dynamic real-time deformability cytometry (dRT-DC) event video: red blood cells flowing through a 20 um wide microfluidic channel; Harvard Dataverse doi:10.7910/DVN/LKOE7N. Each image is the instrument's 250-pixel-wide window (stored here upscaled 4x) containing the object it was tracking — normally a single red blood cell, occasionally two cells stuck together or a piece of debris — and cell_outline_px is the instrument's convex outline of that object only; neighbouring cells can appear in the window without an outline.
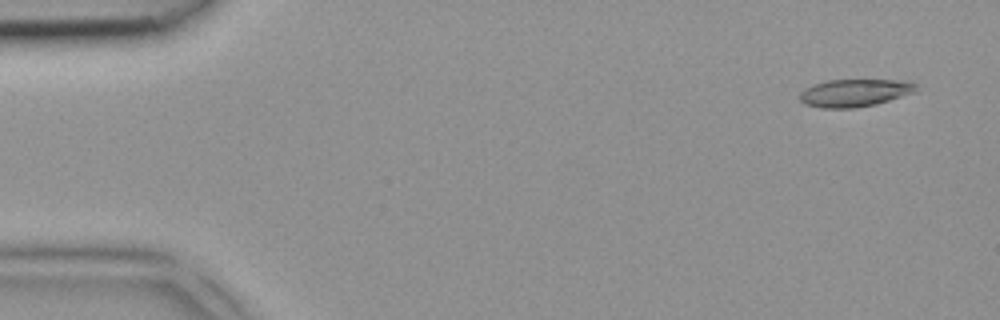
{"species": "common noctule bat (a hibernating species)", "species_latin": "Nyctalus noctula", "temperature_condition": "room temperature", "stored_images_in_passage": 5, "camera_frame_rate_fps": 3000, "um_per_image_px": 0.085, "animal": {"sex": "female", "body_mass_g": 18.4}, "frame": {"image": 1, "passage_image": 1, "time_ms": 0.0, "image_size_px": [1000, 320], "cell_outline_px": [[916, 92], [876, 104], [856, 108], [820, 108], [804, 104], [800, 100], [800, 92], [804, 88], [812, 84], [828, 80], [896, 80], [916, 84]], "centroid_in_image_um": [72.59, 7.9], "position_along_channel_um": 12.4, "area_um2": 18.73}}
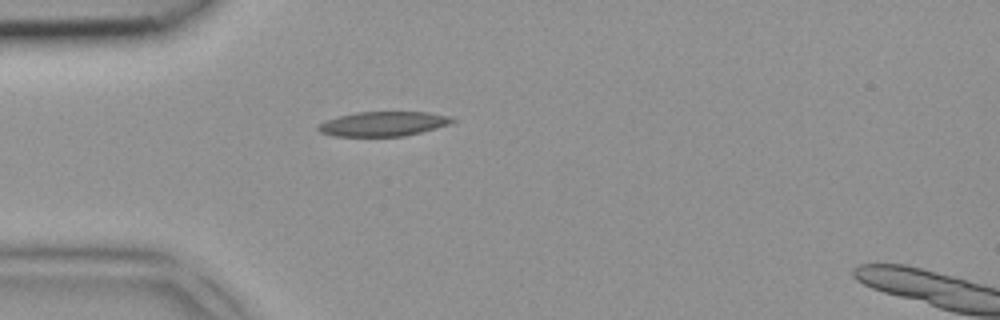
{"frame": {"image": 2, "passage_image": 4, "time_ms": 1.0, "image_size_px": [1000, 320], "cell_outline_px": [[456, 120], [448, 124], [420, 132], [404, 136], [332, 136], [320, 132], [316, 128], [324, 120], [356, 112], [424, 112], [448, 116]], "centroid_in_image_um": [32.51, 10.53], "position_along_channel_um": 52.5, "area_um2": 18.96}}